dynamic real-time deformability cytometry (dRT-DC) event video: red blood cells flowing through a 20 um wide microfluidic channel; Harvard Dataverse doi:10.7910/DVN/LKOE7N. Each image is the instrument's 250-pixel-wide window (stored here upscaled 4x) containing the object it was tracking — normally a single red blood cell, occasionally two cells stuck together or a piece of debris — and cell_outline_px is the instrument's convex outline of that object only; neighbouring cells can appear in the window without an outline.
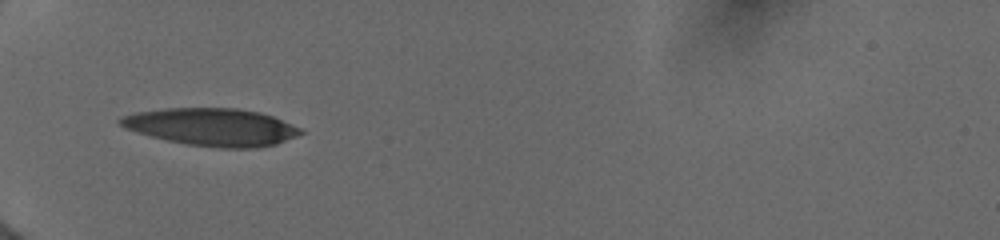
{"species": "human", "species_latin": "Homo sapiens", "temperature_condition": "cold", "stored_images_in_passage": 5, "camera_frame_rate_fps": 3000, "um_per_image_px": 0.085, "donor": {"sex": "female"}, "frame": {"image": 1, "passage_image": 1, "time_ms": 0.0, "image_size_px": [1000, 240], "cell_outline_px": [[304, 132], [296, 136], [276, 144], [252, 148], [220, 148], [188, 144], [168, 140], [136, 132], [124, 128], [116, 120], [120, 116], [136, 112], [164, 108], [236, 108], [260, 112], [272, 116], [300, 128]], "centroid_in_image_um": [17.97, 10.78], "position_along_channel_um": 67.0, "area_um2": 39.25}}
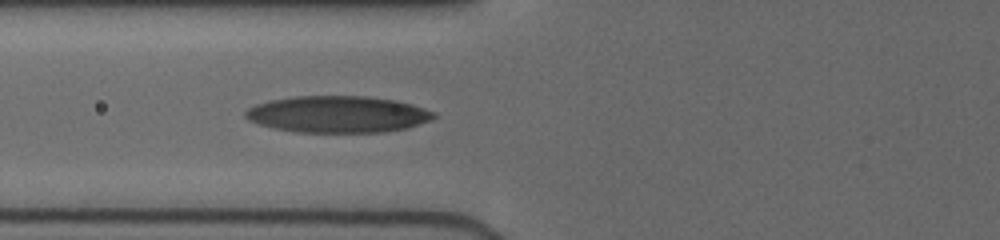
{"frame": {"image": 2, "passage_image": 5, "time_ms": 1.0, "image_size_px": [1000, 240], "cell_outline_px": [[436, 116], [432, 120], [408, 128], [380, 132], [296, 132], [272, 128], [248, 120], [244, 116], [244, 112], [248, 108], [256, 104], [268, 100], [296, 96], [368, 96], [396, 100], [412, 104], [436, 112]], "centroid_in_image_um": [28.71, 9.71], "position_along_channel_um": 97.1, "area_um2": 40.52}}